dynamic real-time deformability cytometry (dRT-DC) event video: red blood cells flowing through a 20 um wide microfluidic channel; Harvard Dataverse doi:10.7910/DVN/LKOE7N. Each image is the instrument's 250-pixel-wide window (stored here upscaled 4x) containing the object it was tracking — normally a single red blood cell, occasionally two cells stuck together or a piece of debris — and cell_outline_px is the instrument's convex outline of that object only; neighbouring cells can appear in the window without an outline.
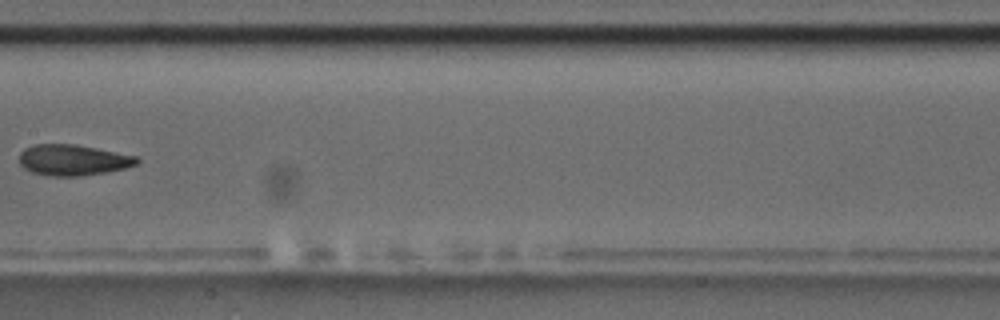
{"species": "common noctule bat (a hibernating species)", "species_latin": "Nyctalus noctula", "temperature_condition": "room temperature", "stored_images_in_passage": 9, "camera_frame_rate_fps": 3000, "um_per_image_px": 0.085, "animal": {"sex": "male", "body_mass_g": 17.5, "forearm_length_mm": 52.3}, "frame": {"image": 1, "passage_image": 8, "time_ms": 9.0, "image_size_px": [1000, 320], "cell_outline_px": [[140, 160], [136, 164], [124, 168], [104, 172], [80, 176], [52, 176], [32, 172], [24, 168], [20, 164], [20, 152], [24, 148], [32, 144], [72, 144], [96, 148], [136, 156]], "centroid_in_image_um": [6.16, 13.59], "position_along_channel_um": 201.2, "area_um2": 20.98}}
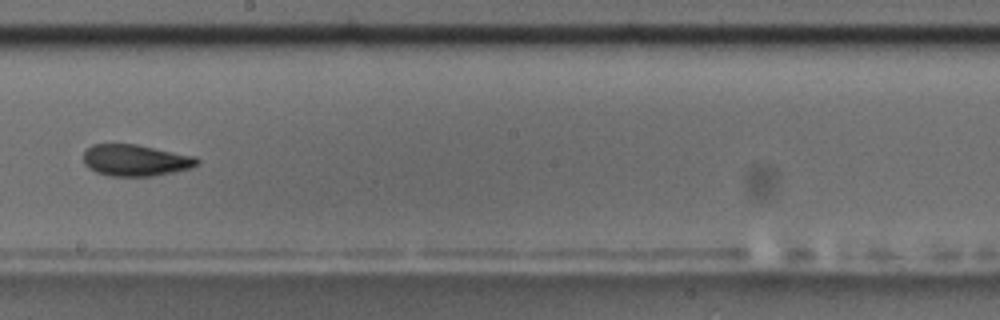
{"frame": {"image": 2, "passage_image": 9, "time_ms": 10.0, "image_size_px": [1000, 320], "cell_outline_px": [[200, 164], [192, 168], [152, 176], [112, 176], [96, 172], [88, 168], [84, 164], [84, 152], [92, 144], [136, 144], [196, 156], [200, 160]], "centroid_in_image_um": [11.55, 13.62], "position_along_channel_um": 236.7, "area_um2": 20.98}}